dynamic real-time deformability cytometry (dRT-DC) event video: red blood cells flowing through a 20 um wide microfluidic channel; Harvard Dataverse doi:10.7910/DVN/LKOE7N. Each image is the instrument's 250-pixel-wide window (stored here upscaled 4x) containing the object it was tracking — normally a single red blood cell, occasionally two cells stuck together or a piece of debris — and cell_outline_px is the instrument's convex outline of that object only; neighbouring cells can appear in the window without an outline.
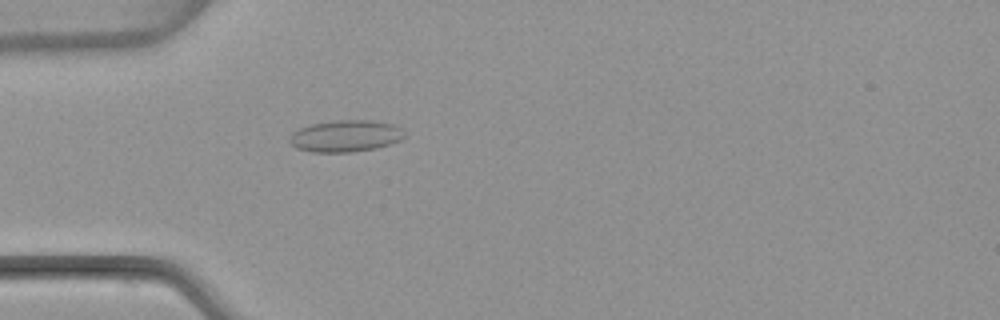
{"species": "common noctule bat (a hibernating species)", "species_latin": "Nyctalus noctula", "temperature_condition": "warm", "stored_images_in_passage": 51, "camera_frame_rate_fps": 3000, "um_per_image_px": 0.085, "animal": {"sex": "female", "body_mass_g": 22.7, "forearm_length_mm": 54.2}, "frame": {"image": 1, "passage_image": 15, "time_ms": 4.667, "image_size_px": [1000, 320], "cell_outline_px": [[404, 136], [400, 140], [376, 148], [352, 152], [312, 152], [296, 148], [288, 140], [292, 132], [300, 128], [312, 124], [332, 120], [372, 120], [392, 124], [400, 128]], "centroid_in_image_um": [29.33, 11.56], "position_along_channel_um": 55.7, "area_um2": 21.15}}
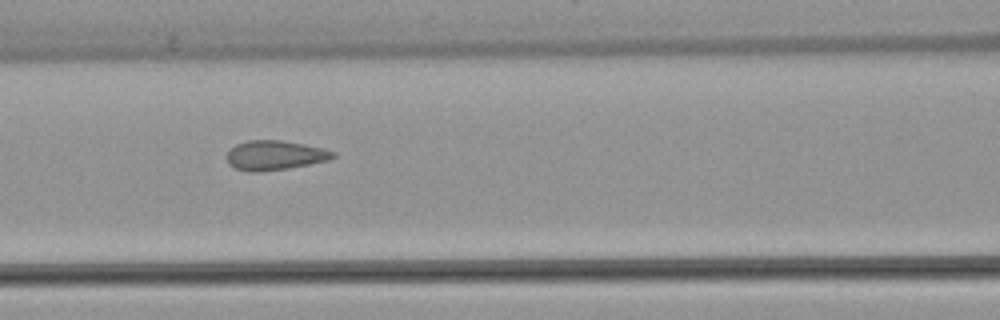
{"frame": {"image": 2, "passage_image": 22, "time_ms": 7.0, "image_size_px": [1000, 320], "cell_outline_px": [[336, 156], [328, 160], [288, 168], [260, 172], [248, 172], [236, 168], [228, 164], [224, 156], [236, 144], [248, 140], [280, 140], [304, 144], [336, 152]], "centroid_in_image_um": [23.31, 13.2], "position_along_channel_um": 143.3, "area_um2": 18.26}}
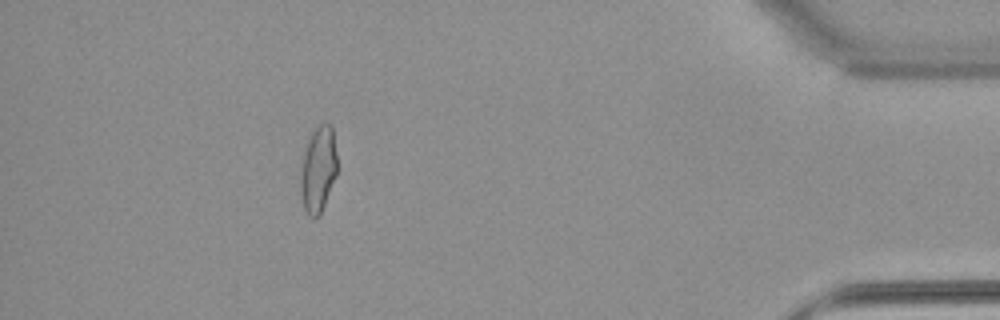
{"frame": {"image": 3, "passage_image": 46, "time_ms": 15.0, "image_size_px": [1000, 320], "cell_outline_px": [[340, 168], [320, 216], [308, 216], [304, 208], [300, 192], [300, 176], [304, 148], [316, 124], [332, 124]], "centroid_in_image_um": [27.09, 14.37], "position_along_channel_um": 408.1, "area_um2": 19.13}, "authors_computed_cell_mechanics": {"area_um2": 18.8428, "velocity_mm_per_s": 3.9824, "shape_relaxation_time_tau1_ms": null, "shape_relaxation_time_tau2_ms": 0.7871, "deformation_change_tau1": null, "deformation_change_tau2": 0.0665}}